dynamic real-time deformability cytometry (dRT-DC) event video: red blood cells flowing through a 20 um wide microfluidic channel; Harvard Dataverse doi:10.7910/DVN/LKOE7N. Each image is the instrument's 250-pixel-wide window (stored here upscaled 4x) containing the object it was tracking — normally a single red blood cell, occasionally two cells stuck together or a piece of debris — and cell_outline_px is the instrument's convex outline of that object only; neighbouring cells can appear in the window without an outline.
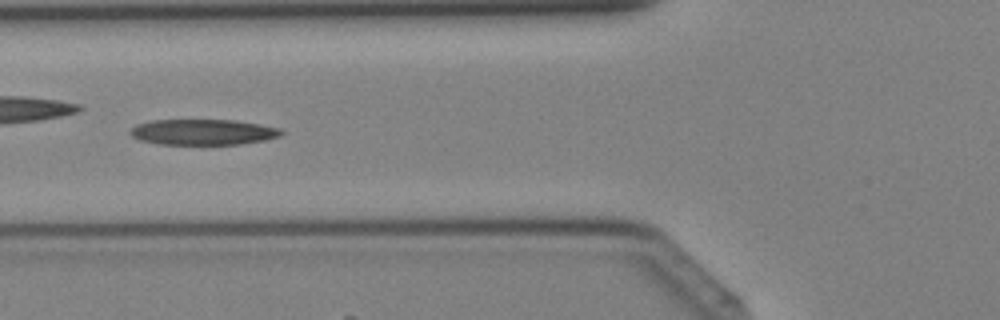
{"species": "Egyptian fruit bat (a non-hibernating species)", "species_latin": "Rousettus aegyptiacus", "temperature_condition": "cold", "stored_images_in_passage": 32, "camera_frame_rate_fps": 3000, "um_per_image_px": 0.085, "animal": {"sex": "female"}, "frame": {"image": 1, "passage_image": 10, "time_ms": 3.0, "image_size_px": [1000, 320], "cell_outline_px": [[284, 132], [280, 136], [264, 140], [240, 144], [160, 144], [140, 140], [132, 136], [132, 128], [136, 124], [152, 120], [236, 120], [260, 124], [280, 128]], "centroid_in_image_um": [17.29, 11.22], "position_along_channel_um": 108.5, "area_um2": 22.48}}